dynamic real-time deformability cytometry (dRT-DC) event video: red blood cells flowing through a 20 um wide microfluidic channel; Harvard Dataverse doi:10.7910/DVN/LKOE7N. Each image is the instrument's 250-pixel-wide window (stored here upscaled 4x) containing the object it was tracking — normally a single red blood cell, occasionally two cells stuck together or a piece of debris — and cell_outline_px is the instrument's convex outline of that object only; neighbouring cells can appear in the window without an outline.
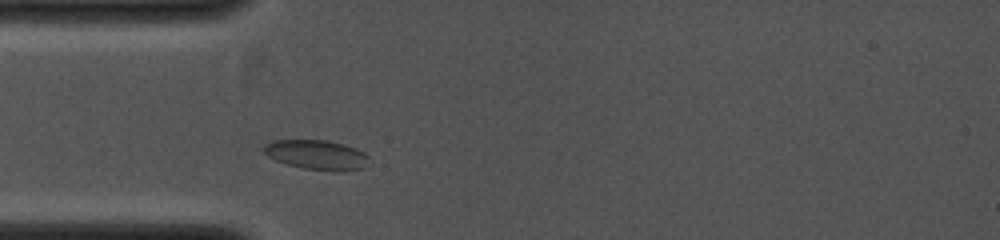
{"species": "common noctule bat (a hibernating species)", "species_latin": "Nyctalus noctula", "temperature_condition": "cold", "stored_images_in_passage": 2, "camera_frame_rate_fps": 4000, "um_per_image_px": 0.085, "animal": {"sex": "female", "body_mass_g": 19.0, "forearm_length_mm": 53.3}, "frame": {"image": 1, "passage_image": 2, "time_ms": 0.75, "image_size_px": [1000, 240], "cell_outline_px": [[368, 156], [364, 168], [340, 172], [332, 172], [304, 168], [288, 164], [276, 160], [268, 156], [260, 148], [264, 144], [272, 140], [328, 140], [344, 144], [356, 148], [364, 152]], "centroid_in_image_um": [26.9, 13.16], "position_along_channel_um": 58.1, "area_um2": 18.38}}